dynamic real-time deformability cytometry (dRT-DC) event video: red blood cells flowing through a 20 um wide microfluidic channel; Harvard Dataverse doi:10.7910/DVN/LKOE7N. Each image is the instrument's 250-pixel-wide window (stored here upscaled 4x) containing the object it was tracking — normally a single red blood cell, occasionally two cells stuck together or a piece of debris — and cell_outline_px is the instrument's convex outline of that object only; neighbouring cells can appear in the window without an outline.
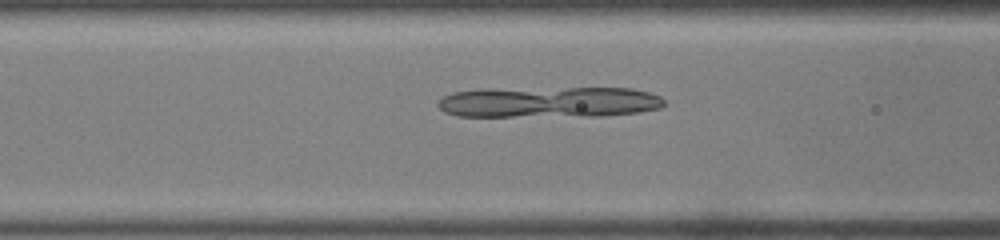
{"species": "common noctule bat (a hibernating species)", "species_latin": "Nyctalus noctula", "temperature_condition": "warm", "stored_images_in_passage": 35, "camera_frame_rate_fps": 3000, "um_per_image_px": 0.085, "animal": {"sex": "male", "body_mass_g": 19.0, "forearm_length_mm": 50.8}, "frame": {"image": 1, "passage_image": 13, "time_ms": 4.0, "image_size_px": [1000, 240], "cell_outline_px": [[664, 104], [660, 108], [640, 112], [600, 116], [456, 116], [444, 112], [436, 104], [436, 100], [452, 92], [484, 88], [632, 88], [648, 92], [660, 96], [664, 100]], "centroid_in_image_um": [46.62, 8.67], "position_along_channel_um": 120.0, "area_um2": 41.33}}
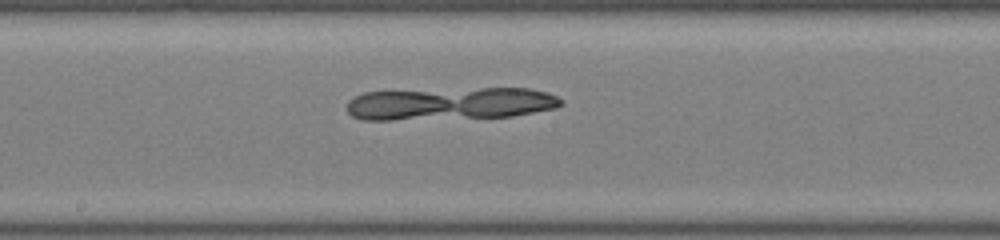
{"frame": {"image": 2, "passage_image": 18, "time_ms": 5.667, "image_size_px": [1000, 240], "cell_outline_px": [[564, 104], [556, 108], [512, 116], [392, 120], [360, 120], [352, 116], [348, 112], [348, 100], [364, 92], [480, 88], [528, 88], [548, 92], [564, 100]], "centroid_in_image_um": [38.29, 8.81], "position_along_channel_um": 209.9, "area_um2": 40.75}}
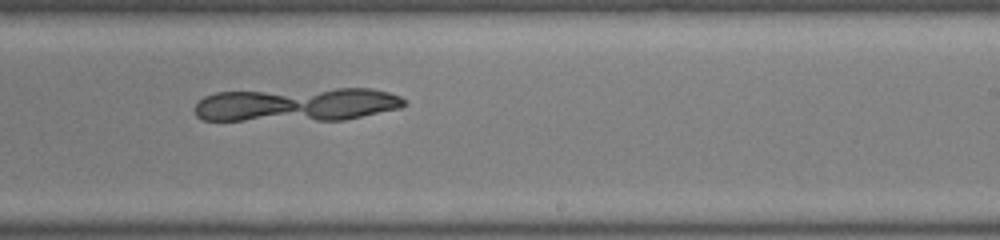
{"frame": {"image": 3, "passage_image": 21, "time_ms": 6.667, "image_size_px": [1000, 240], "cell_outline_px": [[404, 104], [400, 108], [344, 120], [204, 120], [196, 116], [196, 104], [204, 96], [216, 92], [336, 88], [372, 88], [388, 92], [400, 96], [404, 100]], "centroid_in_image_um": [25.23, 8.88], "position_along_channel_um": 263.8, "area_um2": 41.15}}